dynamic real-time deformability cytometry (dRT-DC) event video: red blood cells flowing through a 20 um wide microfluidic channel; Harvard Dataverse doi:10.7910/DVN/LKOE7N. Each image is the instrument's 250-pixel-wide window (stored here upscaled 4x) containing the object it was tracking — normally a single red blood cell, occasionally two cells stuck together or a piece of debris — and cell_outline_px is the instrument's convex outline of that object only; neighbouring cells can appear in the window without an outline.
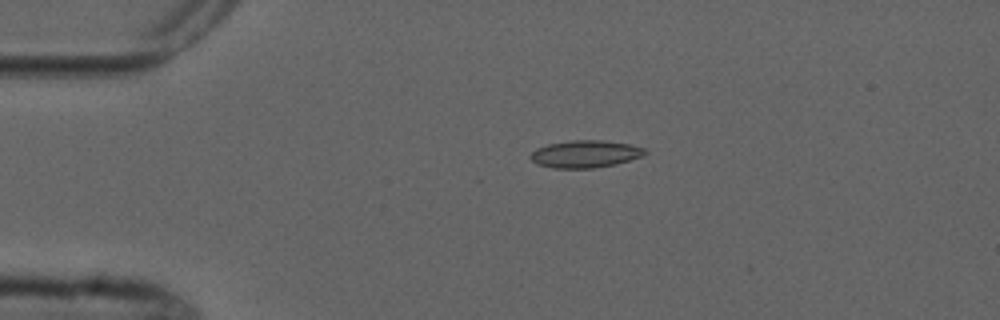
{"species": "common noctule bat (a hibernating species)", "species_latin": "Nyctalus noctula", "temperature_condition": "cold", "stored_images_in_passage": 6, "camera_frame_rate_fps": 3000, "um_per_image_px": 0.085, "animal": {"sex": "male", "forearm_length_mm": 52.5}, "frame": {"image": 1, "passage_image": 4, "time_ms": 3.667, "image_size_px": [1000, 320], "cell_outline_px": [[648, 152], [640, 156], [616, 164], [596, 168], [552, 168], [536, 164], [528, 156], [536, 148], [548, 144], [572, 140], [600, 140], [628, 144], [644, 148]], "centroid_in_image_um": [49.69, 13.09], "position_along_channel_um": 35.3, "area_um2": 18.15}}